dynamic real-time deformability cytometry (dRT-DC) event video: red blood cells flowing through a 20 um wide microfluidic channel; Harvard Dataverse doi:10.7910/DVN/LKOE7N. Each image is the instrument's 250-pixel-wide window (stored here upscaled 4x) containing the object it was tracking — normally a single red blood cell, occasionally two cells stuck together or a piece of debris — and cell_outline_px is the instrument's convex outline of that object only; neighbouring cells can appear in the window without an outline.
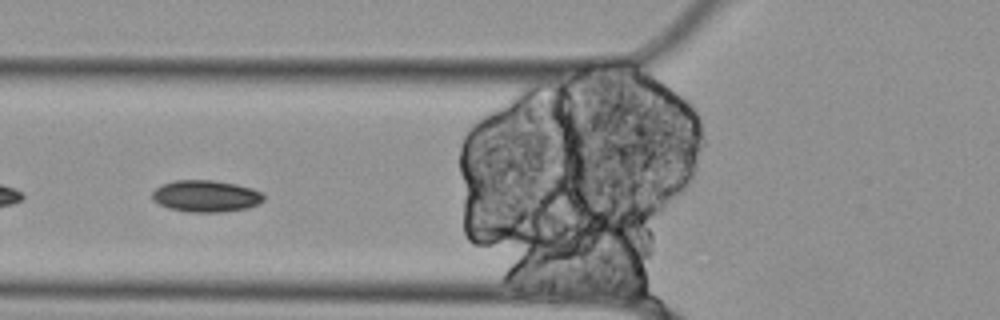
{"species": "Egyptian fruit bat (a non-hibernating species)", "species_latin": "Rousettus aegyptiacus", "temperature_condition": "cold", "stored_images_in_passage": 12, "camera_frame_rate_fps": 3000, "um_per_image_px": 0.085, "animal": {"sex": "female"}, "frame": {"image": 1, "passage_image": 3, "time_ms": 0.667, "image_size_px": [1000, 320], "cell_outline_px": [[264, 200], [260, 204], [244, 208], [220, 212], [188, 212], [168, 208], [152, 200], [152, 192], [156, 188], [172, 180], [212, 180], [236, 184], [252, 188], [260, 192], [264, 196]], "centroid_in_image_um": [17.49, 16.66], "position_along_channel_um": 108.3, "area_um2": 20.58}}
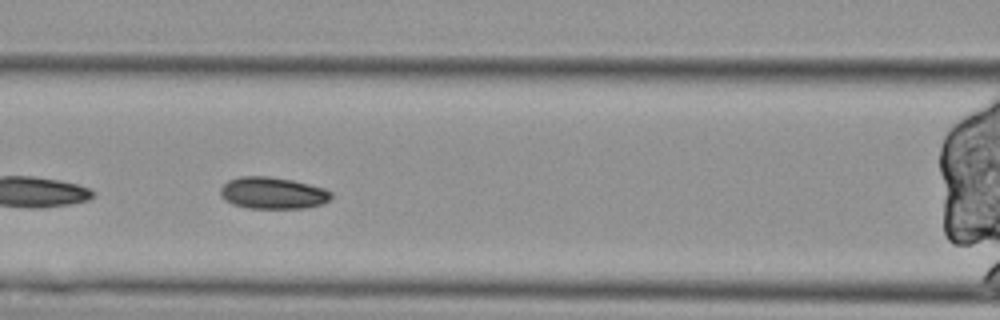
{"frame": {"image": 2, "passage_image": 6, "time_ms": 1.667, "image_size_px": [1000, 320], "cell_outline_px": [[332, 196], [324, 204], [308, 208], [248, 208], [232, 204], [224, 200], [220, 196], [220, 188], [228, 180], [240, 176], [268, 176], [292, 180], [324, 188], [332, 192]], "centroid_in_image_um": [23.17, 16.41], "position_along_channel_um": 143.4, "area_um2": 20.69}}